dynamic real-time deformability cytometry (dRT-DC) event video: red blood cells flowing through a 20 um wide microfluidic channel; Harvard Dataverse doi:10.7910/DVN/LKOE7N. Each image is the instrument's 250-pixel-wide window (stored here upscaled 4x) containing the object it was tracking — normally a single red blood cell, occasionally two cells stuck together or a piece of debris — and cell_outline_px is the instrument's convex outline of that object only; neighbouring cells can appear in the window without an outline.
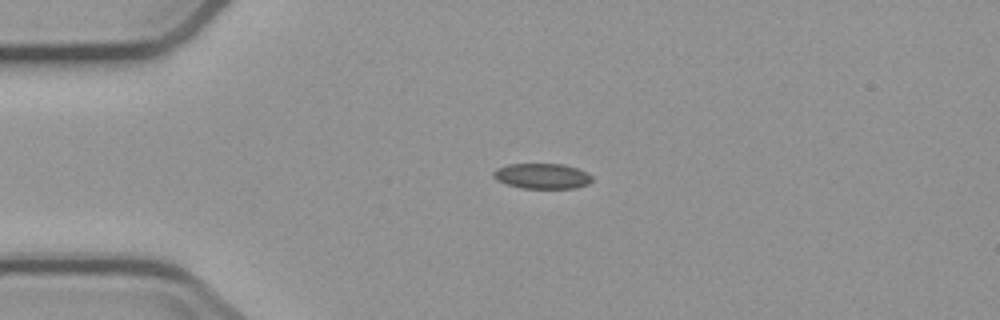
{"species": "common noctule bat (a hibernating species)", "species_latin": "Nyctalus noctula", "temperature_condition": "cold", "stored_images_in_passage": 4, "camera_frame_rate_fps": 3000, "um_per_image_px": 0.085, "animal": {"sex": "male", "body_mass_g": 23.1, "forearm_length_mm": 52.7}, "frame": {"image": 1, "passage_image": 3, "time_ms": 2.333, "image_size_px": [1000, 320], "cell_outline_px": [[592, 180], [588, 184], [576, 188], [520, 188], [496, 180], [492, 176], [492, 172], [496, 168], [508, 164], [564, 164], [588, 172], [592, 176]], "centroid_in_image_um": [46.07, 14.96], "position_along_channel_um": 38.9, "area_um2": 14.68}}